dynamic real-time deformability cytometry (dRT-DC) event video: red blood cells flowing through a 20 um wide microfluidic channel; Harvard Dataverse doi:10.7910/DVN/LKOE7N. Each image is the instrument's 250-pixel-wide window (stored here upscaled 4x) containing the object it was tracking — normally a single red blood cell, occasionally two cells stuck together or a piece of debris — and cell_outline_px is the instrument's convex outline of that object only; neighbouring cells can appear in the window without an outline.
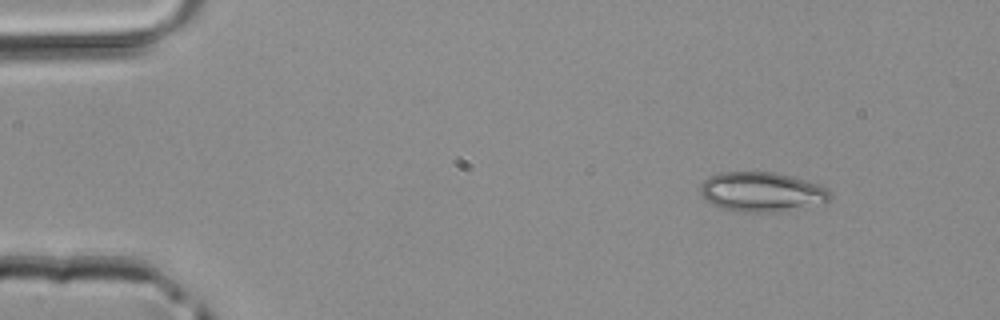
{"species": "common noctule bat (a hibernating species)", "species_latin": "Nyctalus noctula", "temperature_condition": "room temperature", "stored_images_in_passage": 3, "camera_frame_rate_fps": 3000, "um_per_image_px": 0.085, "animal": {"sex": "male", "body_mass_g": 20.4}, "frame": {"image": 1, "passage_image": 1, "time_ms": 0.0, "image_size_px": [1000, 320], "cell_outline_px": [[832, 196], [824, 204], [788, 212], [740, 212], [720, 208], [712, 204], [700, 192], [700, 184], [708, 176], [720, 172], [776, 172], [792, 176], [820, 184], [828, 188], [832, 192]], "centroid_in_image_um": [64.82, 16.33], "position_along_channel_um": 20.2, "area_um2": 30.75}}